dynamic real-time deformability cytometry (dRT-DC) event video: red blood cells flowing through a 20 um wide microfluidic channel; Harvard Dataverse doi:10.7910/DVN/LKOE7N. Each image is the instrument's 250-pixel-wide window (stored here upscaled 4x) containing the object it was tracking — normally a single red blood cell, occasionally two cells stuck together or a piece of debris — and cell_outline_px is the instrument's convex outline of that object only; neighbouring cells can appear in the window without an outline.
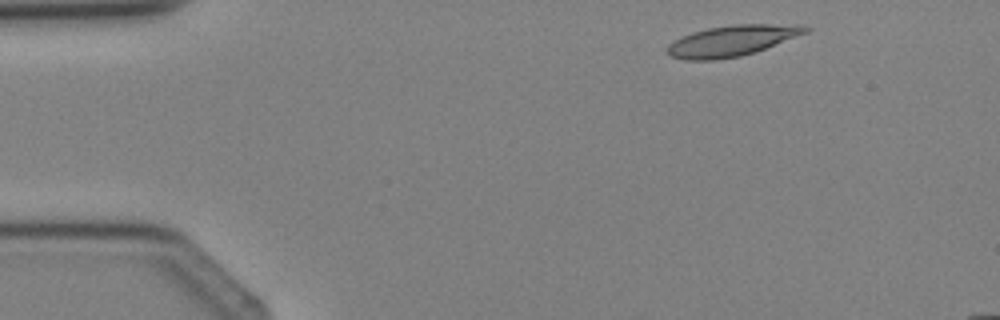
{"species": "Egyptian fruit bat (a non-hibernating species)", "species_latin": "Rousettus aegyptiacus", "temperature_condition": "cold", "stored_images_in_passage": 3, "camera_frame_rate_fps": 3000, "um_per_image_px": 0.085, "animal": {"sex": "female"}, "frame": {"image": 1, "passage_image": 1, "time_ms": 0.0, "image_size_px": [1000, 320], "cell_outline_px": [[812, 28], [808, 32], [756, 52], [740, 56], [716, 60], [684, 60], [668, 56], [664, 52], [664, 48], [668, 44], [692, 32], [708, 28], [732, 24], [804, 24]], "centroid_in_image_um": [62.21, 3.46], "position_along_channel_um": 22.8, "area_um2": 25.2}}